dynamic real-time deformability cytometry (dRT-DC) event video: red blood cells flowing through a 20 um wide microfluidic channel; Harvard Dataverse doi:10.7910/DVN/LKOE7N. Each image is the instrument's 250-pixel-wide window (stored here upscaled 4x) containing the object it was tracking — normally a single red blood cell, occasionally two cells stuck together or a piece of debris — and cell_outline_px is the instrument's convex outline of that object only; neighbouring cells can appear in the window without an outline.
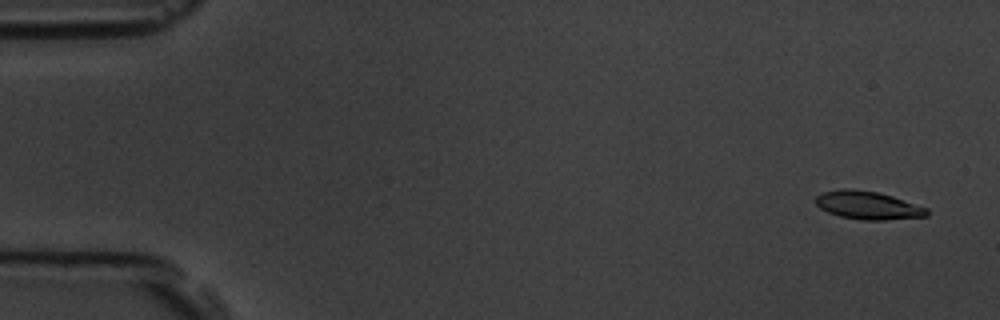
{"species": "common noctule bat (a hibernating species)", "species_latin": "Nyctalus noctula", "temperature_condition": "room temperature", "stored_images_in_passage": 6, "camera_frame_rate_fps": 3000, "um_per_image_px": 0.085, "animal": {"sex": "male", "body_mass_g": 19.5, "forearm_length_mm": 54.6}, "frame": {"image": 1, "passage_image": 1, "time_ms": 0.0, "image_size_px": [1000, 320], "cell_outline_px": [[928, 216], [884, 220], [860, 220], [840, 216], [828, 212], [820, 208], [816, 204], [816, 196], [824, 192], [840, 188], [848, 188], [876, 192], [892, 196], [928, 208]], "centroid_in_image_um": [73.77, 17.45], "position_along_channel_um": 11.2, "area_um2": 18.15}}
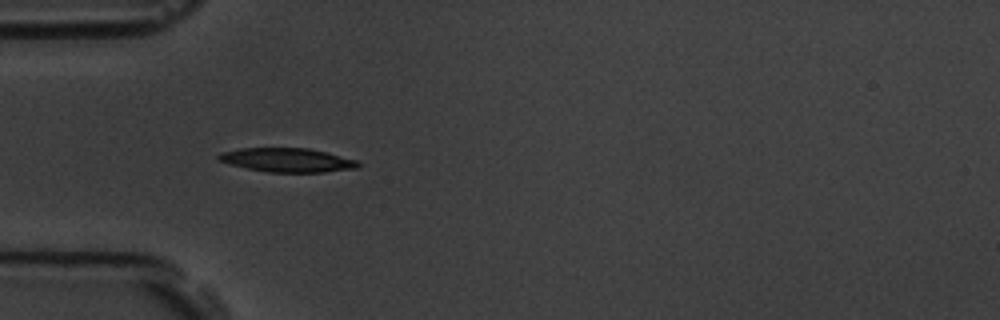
{"frame": {"image": 2, "passage_image": 5, "time_ms": 4.667, "image_size_px": [1000, 320], "cell_outline_px": [[360, 168], [324, 172], [268, 172], [228, 164], [216, 160], [216, 156], [220, 152], [240, 148], [308, 148], [356, 160], [360, 164]], "centroid_in_image_um": [24.36, 13.6], "position_along_channel_um": 60.6, "area_um2": 19.48}}
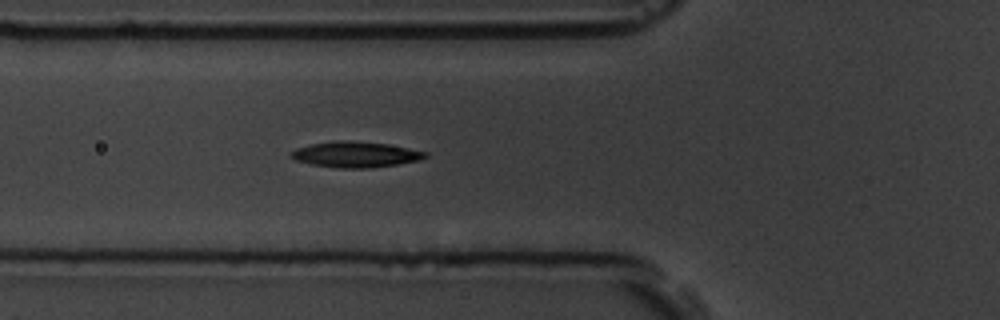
{"frame": {"image": 3, "passage_image": 6, "time_ms": 5.667, "image_size_px": [1000, 320], "cell_outline_px": [[428, 156], [420, 160], [372, 168], [340, 168], [312, 164], [296, 160], [288, 156], [296, 148], [312, 144], [340, 140], [348, 140], [388, 144], [428, 152]], "centroid_in_image_um": [30.24, 13.13], "position_along_channel_um": 95.6, "area_um2": 20.0}}